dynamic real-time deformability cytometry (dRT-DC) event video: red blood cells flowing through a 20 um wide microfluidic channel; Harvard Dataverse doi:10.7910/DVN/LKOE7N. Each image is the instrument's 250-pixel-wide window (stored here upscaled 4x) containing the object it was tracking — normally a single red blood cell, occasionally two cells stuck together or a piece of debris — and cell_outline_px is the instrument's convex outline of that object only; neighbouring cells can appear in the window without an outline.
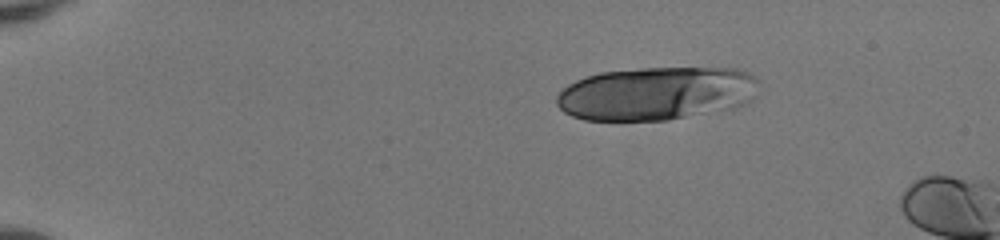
{"species": "human", "species_latin": "Homo sapiens", "temperature_condition": "room temperature", "stored_images_in_passage": 16, "camera_frame_rate_fps": 3000, "um_per_image_px": 0.085, "donor": {"sex": "female"}, "frame": {"image": 1, "passage_image": 10, "time_ms": 3.0, "image_size_px": [1000, 240], "cell_outline_px": [[756, 96], [752, 100], [736, 108], [668, 120], [584, 120], [572, 116], [564, 112], [556, 104], [556, 96], [568, 84], [576, 80], [600, 72], [640, 68], [736, 68], [748, 72], [756, 76]], "centroid_in_image_um": [55.81, 7.95], "position_along_channel_um": 29.2, "area_um2": 63.29}}